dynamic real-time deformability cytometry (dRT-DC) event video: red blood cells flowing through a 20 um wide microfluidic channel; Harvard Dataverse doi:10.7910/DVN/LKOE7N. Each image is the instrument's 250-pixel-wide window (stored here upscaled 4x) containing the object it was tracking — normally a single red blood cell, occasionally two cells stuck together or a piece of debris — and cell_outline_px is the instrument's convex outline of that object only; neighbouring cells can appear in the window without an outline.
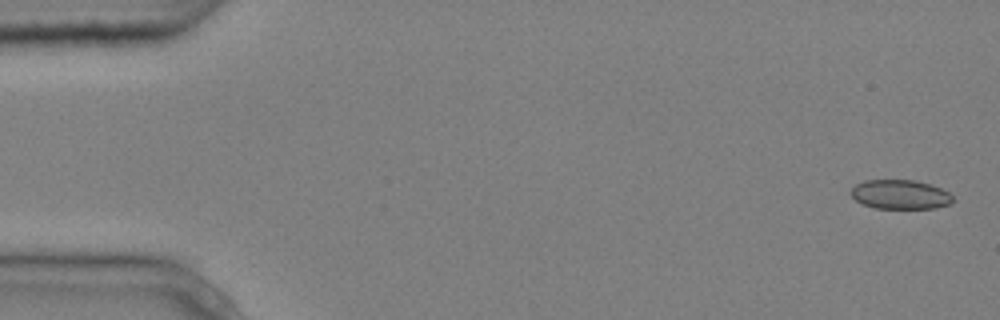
{"species": "common noctule bat (a hibernating species)", "species_latin": "Nyctalus noctula", "temperature_condition": "cold", "stored_images_in_passage": 4, "camera_frame_rate_fps": 3000, "um_per_image_px": 0.085, "animal": {"sex": "male", "body_mass_g": 20.4}, "frame": {"image": 1, "passage_image": 1, "time_ms": 0.0, "image_size_px": [1000, 320], "cell_outline_px": [[952, 200], [948, 204], [936, 208], [876, 208], [864, 204], [856, 200], [852, 196], [852, 188], [856, 184], [864, 180], [916, 180], [940, 188], [948, 192], [952, 196]], "centroid_in_image_um": [76.51, 16.52], "position_along_channel_um": 8.5, "area_um2": 17.11}}
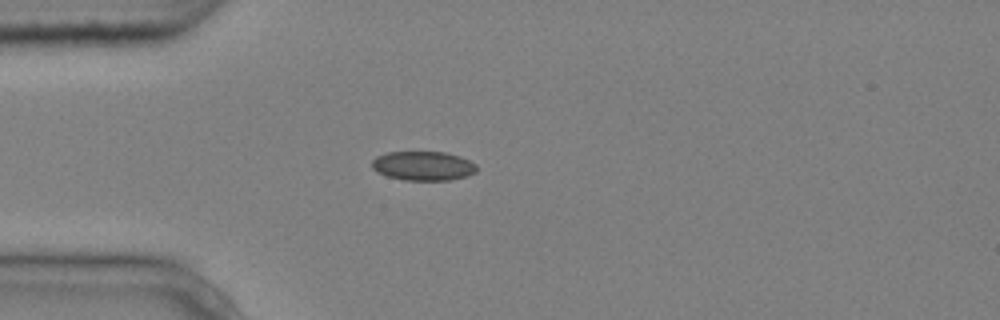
{"frame": {"image": 2, "passage_image": 4, "time_ms": 1.0, "image_size_px": [1000, 320], "cell_outline_px": [[476, 172], [468, 176], [448, 180], [404, 180], [388, 176], [376, 172], [372, 168], [372, 160], [376, 156], [388, 152], [444, 152], [460, 156], [476, 164]], "centroid_in_image_um": [35.96, 14.1], "position_along_channel_um": 49.0, "area_um2": 17.86}}